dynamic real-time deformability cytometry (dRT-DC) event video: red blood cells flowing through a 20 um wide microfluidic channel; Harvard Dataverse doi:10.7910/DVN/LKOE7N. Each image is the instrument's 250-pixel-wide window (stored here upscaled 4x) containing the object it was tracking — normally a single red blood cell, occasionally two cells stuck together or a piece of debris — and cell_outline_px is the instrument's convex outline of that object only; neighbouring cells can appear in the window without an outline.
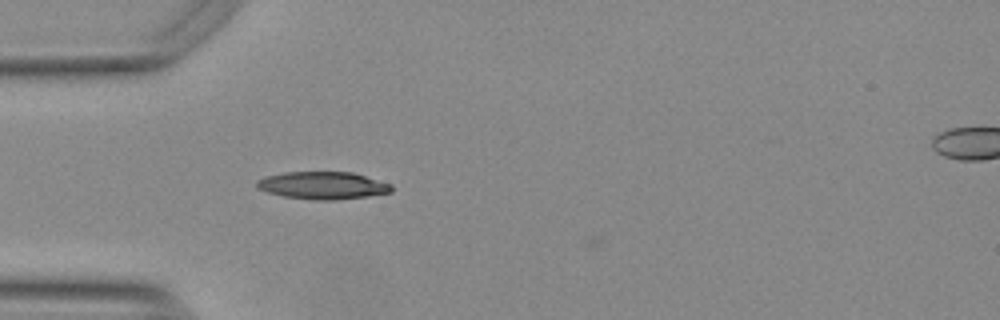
{"species": "Egyptian fruit bat (a non-hibernating species)", "species_latin": "Rousettus aegyptiacus", "temperature_condition": "warm", "stored_images_in_passage": 4, "camera_frame_rate_fps": 3000, "um_per_image_px": 0.085, "animal": {"sex": "female"}, "frame": {"image": 1, "passage_image": 1, "time_ms": 0.0, "image_size_px": [1000, 320], "cell_outline_px": [[392, 192], [368, 196], [332, 200], [316, 200], [284, 196], [268, 192], [260, 188], [256, 184], [256, 180], [264, 176], [284, 172], [352, 172], [392, 184]], "centroid_in_image_um": [27.44, 15.75], "position_along_channel_um": 57.6, "area_um2": 21.44}}